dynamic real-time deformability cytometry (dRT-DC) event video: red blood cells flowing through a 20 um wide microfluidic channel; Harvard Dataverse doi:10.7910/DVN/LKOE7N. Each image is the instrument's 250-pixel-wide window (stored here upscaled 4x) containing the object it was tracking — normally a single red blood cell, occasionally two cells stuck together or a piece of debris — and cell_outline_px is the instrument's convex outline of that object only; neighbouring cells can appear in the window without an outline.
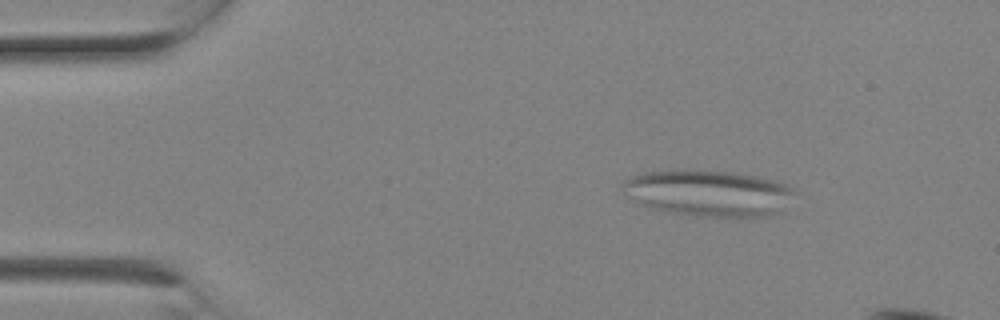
{"species": "Egyptian fruit bat (a non-hibernating species)", "species_latin": "Rousettus aegyptiacus", "temperature_condition": "room temperature", "stored_images_in_passage": 3, "camera_frame_rate_fps": 3000, "um_per_image_px": 0.085, "animal": {"sex": "female"}, "frame": {"image": 1, "passage_image": 1, "time_ms": 0.0, "image_size_px": [1000, 320], "cell_outline_px": [[796, 192], [772, 216], [696, 216], [672, 212], [652, 208], [636, 204], [620, 184], [624, 180], [632, 176], [644, 172], [680, 168], [736, 172], [784, 180]], "centroid_in_image_um": [60.21, 16.36], "position_along_channel_um": 24.8, "area_um2": 46.88}}